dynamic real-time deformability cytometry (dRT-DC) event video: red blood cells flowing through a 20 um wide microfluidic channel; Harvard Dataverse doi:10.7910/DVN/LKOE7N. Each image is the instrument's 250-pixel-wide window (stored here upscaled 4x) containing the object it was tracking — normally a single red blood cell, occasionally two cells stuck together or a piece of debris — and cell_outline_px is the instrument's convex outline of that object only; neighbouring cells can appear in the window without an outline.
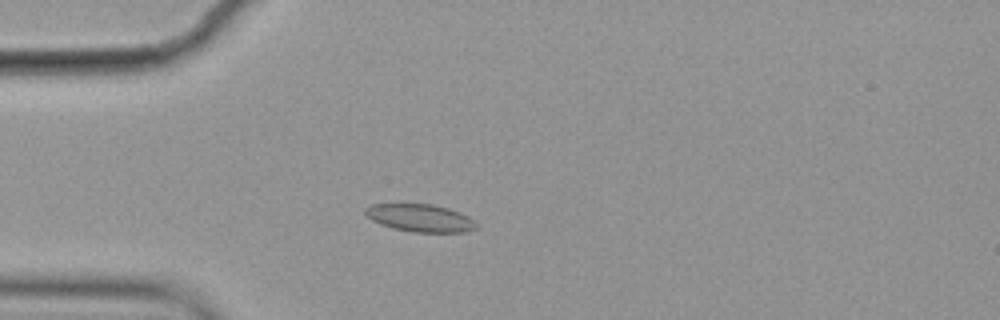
{"species": "common noctule bat (a hibernating species)", "species_latin": "Nyctalus noctula", "temperature_condition": "cold", "stored_images_in_passage": 5, "camera_frame_rate_fps": 3000, "um_per_image_px": 0.085, "animal": {"sex": "female", "body_mass_g": 19.9}, "frame": {"image": 1, "passage_image": 5, "time_ms": 1.333, "image_size_px": [1000, 320], "cell_outline_px": [[480, 228], [468, 232], [412, 232], [392, 228], [380, 224], [372, 220], [364, 212], [364, 208], [372, 204], [432, 204], [448, 208], [460, 212], [468, 216], [480, 224]], "centroid_in_image_um": [35.78, 18.54], "position_along_channel_um": 49.2, "area_um2": 18.15}}